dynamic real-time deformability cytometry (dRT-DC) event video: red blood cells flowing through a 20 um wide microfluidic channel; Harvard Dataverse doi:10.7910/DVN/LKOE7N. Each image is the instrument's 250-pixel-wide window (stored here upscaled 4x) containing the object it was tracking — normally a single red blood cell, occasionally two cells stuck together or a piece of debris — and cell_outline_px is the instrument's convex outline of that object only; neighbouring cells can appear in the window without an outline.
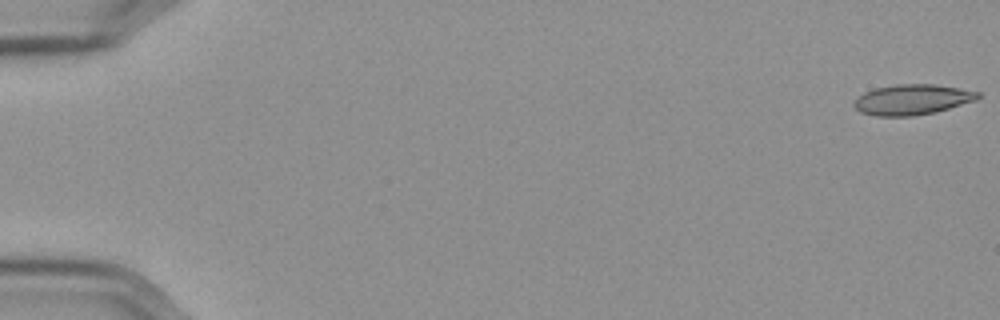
{"species": "Egyptian fruit bat (a non-hibernating species)", "species_latin": "Rousettus aegyptiacus", "temperature_condition": "cold", "stored_images_in_passage": 18, "camera_frame_rate_fps": 3000, "um_per_image_px": 0.085, "frame": {"image": 1, "passage_image": 1, "time_ms": 0.0, "image_size_px": [1000, 320], "cell_outline_px": [[980, 96], [976, 100], [936, 112], [912, 116], [876, 116], [860, 112], [852, 104], [852, 100], [856, 96], [864, 92], [876, 88], [896, 84], [932, 84], [960, 88], [980, 92]], "centroid_in_image_um": [77.5, 8.46], "position_along_channel_um": 7.5, "area_um2": 22.08}}
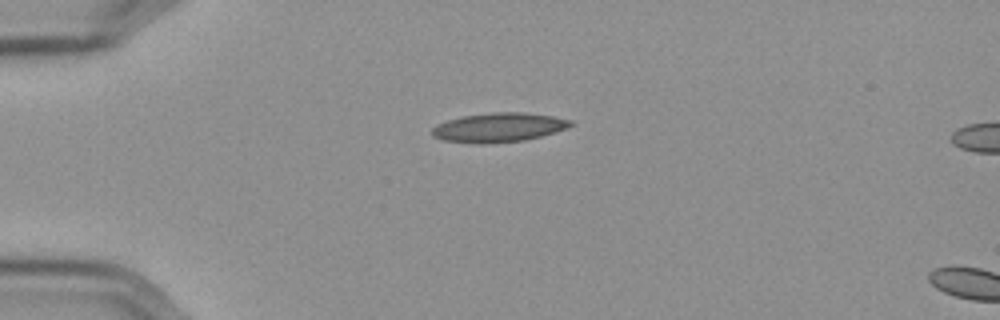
{"frame": {"image": 2, "passage_image": 15, "time_ms": 4.667, "image_size_px": [1000, 320], "cell_outline_px": [[572, 124], [568, 128], [540, 136], [524, 140], [480, 144], [444, 140], [432, 136], [432, 128], [436, 124], [448, 120], [464, 116], [492, 112], [524, 112], [552, 116], [572, 120]], "centroid_in_image_um": [42.38, 10.83], "position_along_channel_um": 42.6, "area_um2": 23.41}}